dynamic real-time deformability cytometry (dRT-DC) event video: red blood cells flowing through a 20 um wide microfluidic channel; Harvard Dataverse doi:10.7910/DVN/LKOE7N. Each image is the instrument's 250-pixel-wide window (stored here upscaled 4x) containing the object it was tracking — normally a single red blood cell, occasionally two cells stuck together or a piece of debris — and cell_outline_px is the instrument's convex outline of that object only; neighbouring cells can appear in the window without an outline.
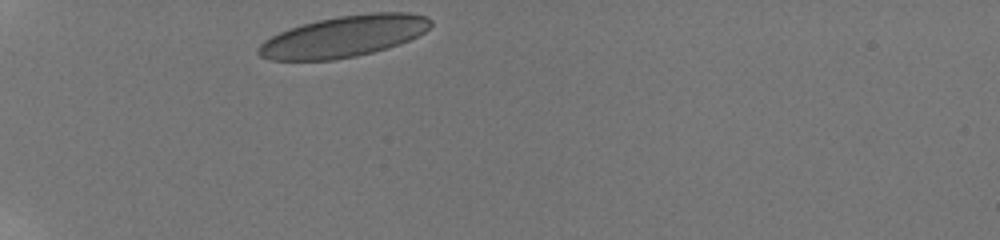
{"species": "human", "species_latin": "Homo sapiens", "temperature_condition": "room temperature", "stored_images_in_passage": 30, "camera_frame_rate_fps": 3000, "um_per_image_px": 0.085, "donor": {"sex": "male"}, "frame": {"image": 1, "passage_image": 1, "time_ms": 0.0, "image_size_px": [1000, 240], "cell_outline_px": [[432, 24], [424, 32], [408, 40], [372, 52], [356, 56], [332, 60], [268, 60], [260, 56], [256, 52], [260, 44], [264, 40], [288, 28], [316, 20], [340, 16], [368, 12], [408, 12], [428, 16], [432, 20]], "centroid_in_image_um": [29.21, 3.08], "position_along_channel_um": 55.8, "area_um2": 41.38}}
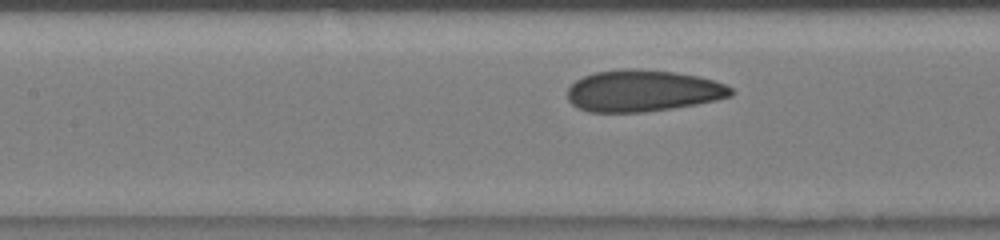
{"frame": {"image": 2, "passage_image": 10, "time_ms": 3.333, "image_size_px": [1000, 240], "cell_outline_px": [[736, 92], [732, 96], [716, 100], [696, 104], [672, 108], [644, 112], [588, 112], [572, 104], [568, 100], [568, 88], [576, 80], [584, 76], [596, 72], [624, 68], [636, 68], [676, 72], [696, 76], [712, 80], [724, 84], [732, 88]], "centroid_in_image_um": [54.65, 7.71], "position_along_channel_um": 152.8, "area_um2": 39.71}}
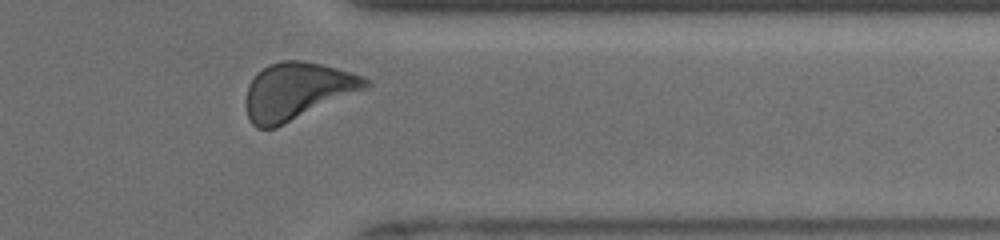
{"frame": {"image": 3, "passage_image": 27, "time_ms": 9.333, "image_size_px": [1000, 240], "cell_outline_px": [[372, 84], [368, 88], [276, 128], [256, 128], [252, 124], [248, 116], [244, 104], [244, 100], [248, 84], [268, 64], [280, 60], [300, 60], [320, 64], [352, 72], [364, 76]], "centroid_in_image_um": [25.25, 7.75], "position_along_channel_um": 386.1, "area_um2": 39.94}, "authors_computed_cell_mechanics": {"area_um2": 39.6508, "velocity_mm_per_s": 3.9048, "shape_relaxation_time_tau1_ms": 3.1701, "shape_relaxation_time_tau2_ms": 0.7538, "deformation_change_tau1": 0.1095, "deformation_change_tau2": 0.0485}}